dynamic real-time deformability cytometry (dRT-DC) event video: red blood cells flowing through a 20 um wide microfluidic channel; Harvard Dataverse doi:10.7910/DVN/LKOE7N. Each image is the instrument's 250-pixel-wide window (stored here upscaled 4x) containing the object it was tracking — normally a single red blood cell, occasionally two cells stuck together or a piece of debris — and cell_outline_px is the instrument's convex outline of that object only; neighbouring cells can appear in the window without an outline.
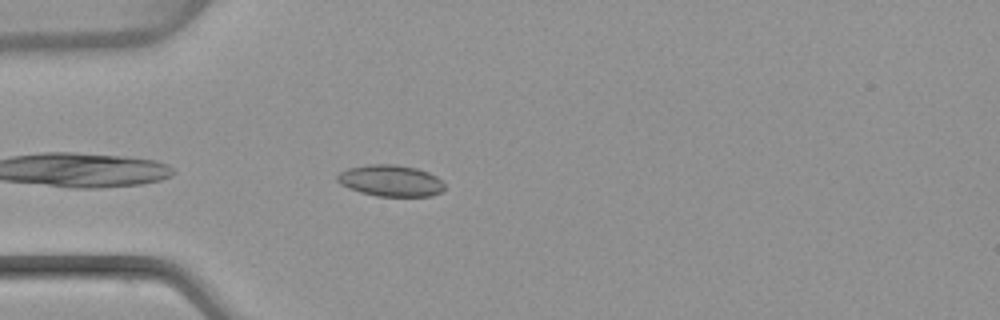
{"species": "common noctule bat (a hibernating species)", "species_latin": "Nyctalus noctula", "temperature_condition": "warm", "stored_images_in_passage": 17, "camera_frame_rate_fps": 3000, "um_per_image_px": 0.085, "animal": {"sex": "female", "body_mass_g": 22.7, "forearm_length_mm": 54.2}, "frame": {"image": 1, "passage_image": 3, "time_ms": 0.667, "image_size_px": [1000, 320], "cell_outline_px": [[444, 192], [432, 196], [376, 196], [360, 192], [348, 188], [340, 184], [336, 180], [336, 176], [340, 172], [348, 168], [368, 164], [396, 164], [416, 168], [428, 172], [436, 176], [444, 184]], "centroid_in_image_um": [33.2, 15.36], "position_along_channel_um": 51.8, "area_um2": 19.83}}
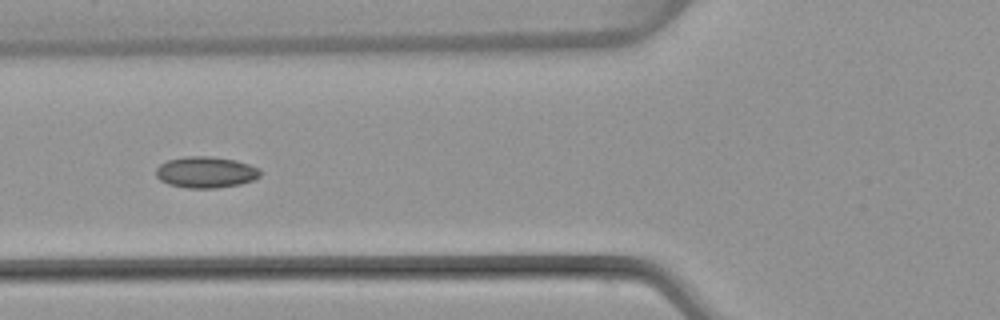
{"frame": {"image": 2, "passage_image": 8, "time_ms": 2.333, "image_size_px": [1000, 320], "cell_outline_px": [[260, 176], [252, 180], [240, 184], [216, 188], [188, 188], [168, 184], [160, 180], [156, 176], [156, 168], [160, 164], [168, 160], [184, 156], [212, 156], [236, 160], [260, 168]], "centroid_in_image_um": [17.48, 14.63], "position_along_channel_um": 108.3, "area_um2": 19.07}}
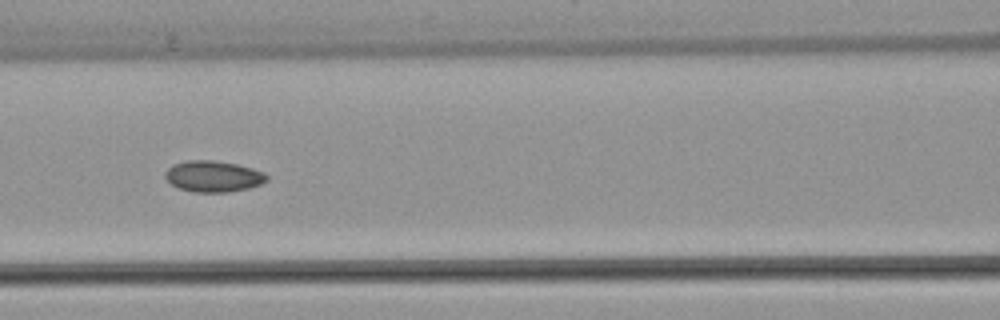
{"frame": {"image": 3, "passage_image": 11, "time_ms": 3.333, "image_size_px": [1000, 320], "cell_outline_px": [[268, 180], [260, 184], [248, 188], [228, 192], [192, 192], [176, 188], [164, 176], [164, 172], [172, 164], [188, 160], [212, 160], [236, 164], [252, 168], [264, 172], [268, 176]], "centroid_in_image_um": [18.1, 14.99], "position_along_channel_um": 148.5, "area_um2": 18.55}}